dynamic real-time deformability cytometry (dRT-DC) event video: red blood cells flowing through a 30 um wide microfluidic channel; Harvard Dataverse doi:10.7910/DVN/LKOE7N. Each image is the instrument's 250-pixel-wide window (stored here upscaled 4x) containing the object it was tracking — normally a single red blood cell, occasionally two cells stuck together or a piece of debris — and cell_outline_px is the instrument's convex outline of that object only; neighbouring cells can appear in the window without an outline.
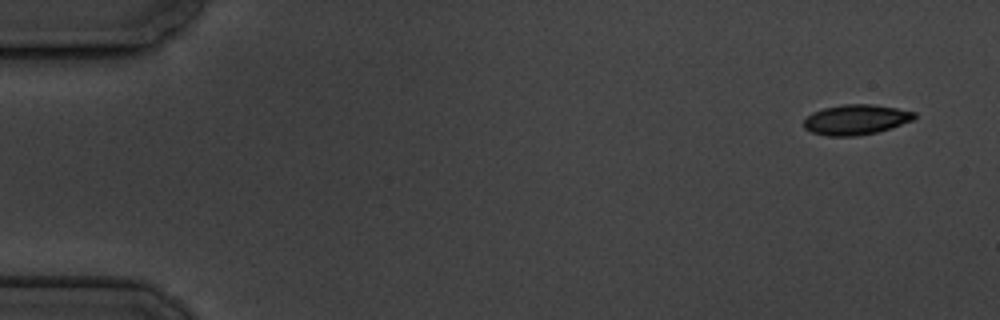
{"species": "common noctule bat (a hibernating species)", "species_latin": "Nyctalus noctula", "temperature_condition": "cold", "stored_images_in_passage": 5, "camera_frame_rate_fps": 3000, "um_per_image_px": 0.085, "animal": {"sex": "male", "body_mass_g": 19.5, "forearm_length_mm": 54.6}, "frame": {"image": 1, "passage_image": 1, "time_ms": 0.0, "image_size_px": [1000, 320], "cell_outline_px": [[916, 116], [912, 120], [892, 128], [876, 132], [852, 136], [828, 136], [812, 132], [804, 128], [804, 120], [812, 112], [824, 108], [844, 104], [872, 104], [896, 108], [916, 112]], "centroid_in_image_um": [72.75, 10.16], "position_along_channel_um": 12.2, "area_um2": 19.31}}
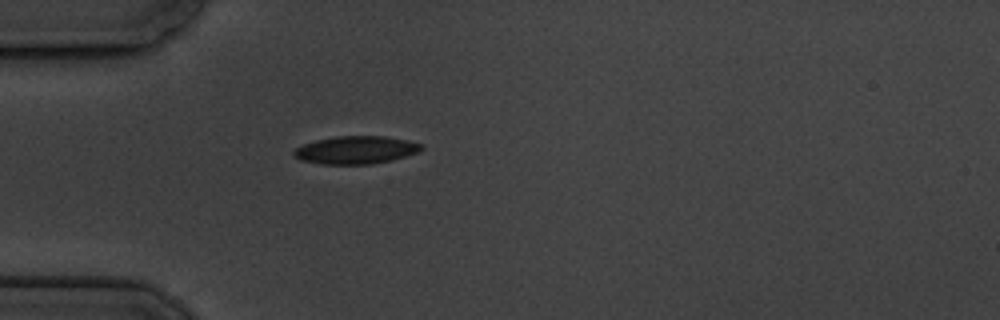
{"frame": {"image": 2, "passage_image": 5, "time_ms": 4.667, "image_size_px": [1000, 320], "cell_outline_px": [[424, 148], [420, 152], [372, 164], [320, 164], [300, 160], [292, 156], [292, 152], [296, 148], [304, 144], [316, 140], [336, 136], [384, 136], [408, 140], [424, 144]], "centroid_in_image_um": [30.24, 12.74], "position_along_channel_um": 54.8, "area_um2": 20.75}}